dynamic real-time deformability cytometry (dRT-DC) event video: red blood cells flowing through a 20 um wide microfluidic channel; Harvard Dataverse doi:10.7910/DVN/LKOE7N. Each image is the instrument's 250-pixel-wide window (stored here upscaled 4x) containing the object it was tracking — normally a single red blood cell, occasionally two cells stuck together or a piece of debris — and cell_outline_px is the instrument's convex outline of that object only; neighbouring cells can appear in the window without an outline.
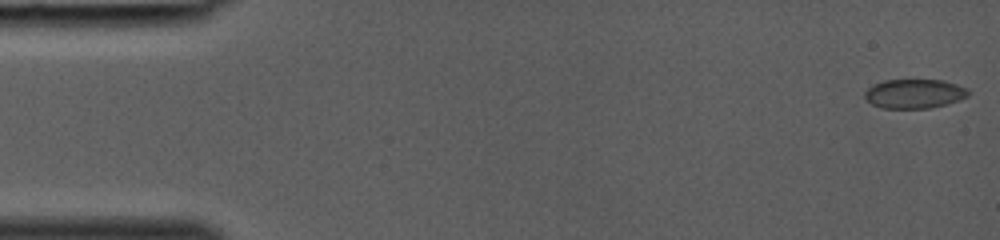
{"species": "common noctule bat (a hibernating species)", "species_latin": "Nyctalus noctula", "temperature_condition": "room temperature", "stored_images_in_passage": 38, "camera_frame_rate_fps": 3000, "um_per_image_px": 0.085, "animal": {"sex": "female", "body_mass_g": 19.0, "forearm_length_mm": 53.3}, "frame": {"image": 1, "passage_image": 1, "time_ms": 0.0, "image_size_px": [1000, 240], "cell_outline_px": [[968, 96], [960, 100], [928, 108], [880, 108], [872, 104], [864, 96], [864, 92], [872, 84], [884, 80], [944, 80], [968, 88]], "centroid_in_image_um": [77.7, 7.96], "position_along_channel_um": 7.3, "area_um2": 17.63}}
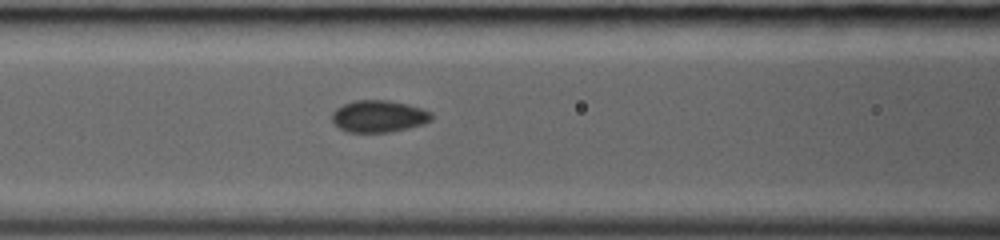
{"frame": {"image": 2, "passage_image": 17, "time_ms": 5.333, "image_size_px": [1000, 240], "cell_outline_px": [[432, 120], [424, 124], [392, 132], [348, 132], [340, 128], [332, 120], [332, 112], [336, 108], [344, 104], [356, 100], [388, 100], [408, 104], [424, 108], [432, 112]], "centroid_in_image_um": [32.24, 9.88], "position_along_channel_um": 134.4, "area_um2": 18.67}}
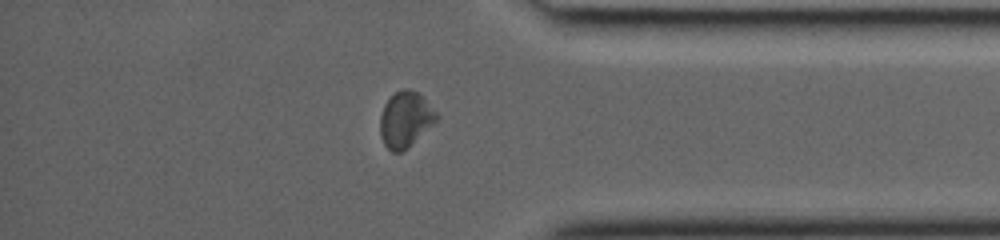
{"frame": {"image": 3, "passage_image": 33, "time_ms": 10.667, "image_size_px": [1000, 240], "cell_outline_px": [[440, 120], [408, 148], [400, 152], [392, 152], [384, 144], [380, 136], [380, 116], [384, 104], [396, 92], [404, 88], [408, 88], [416, 92], [440, 116]], "centroid_in_image_um": [34.48, 10.19], "position_along_channel_um": 400.7, "area_um2": 18.38}}